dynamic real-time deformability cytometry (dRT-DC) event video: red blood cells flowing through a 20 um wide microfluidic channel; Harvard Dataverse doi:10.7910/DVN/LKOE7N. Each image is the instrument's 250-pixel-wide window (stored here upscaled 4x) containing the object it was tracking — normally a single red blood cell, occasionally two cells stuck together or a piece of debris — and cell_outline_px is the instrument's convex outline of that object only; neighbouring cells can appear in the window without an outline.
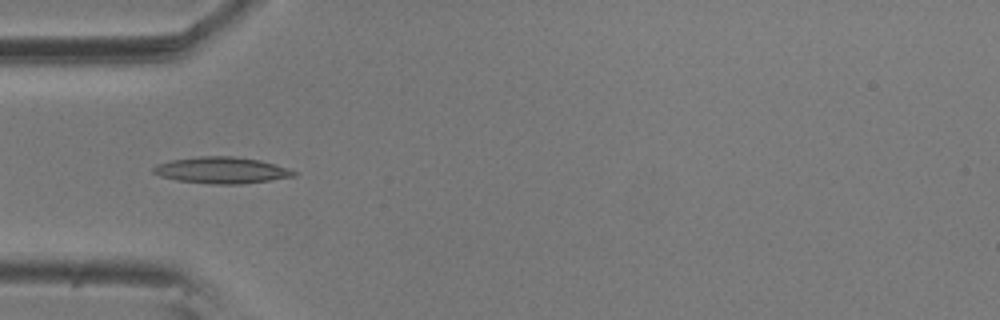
{"species": "common noctule bat (a hibernating species)", "species_latin": "Nyctalus noctula", "temperature_condition": "room temperature", "stored_images_in_passage": 14, "camera_frame_rate_fps": 3000, "um_per_image_px": 0.085, "animal": {"sex": "male", "body_mass_g": 20.5, "forearm_length_mm": 52.5}, "frame": {"image": 1, "passage_image": 4, "time_ms": 1.0, "image_size_px": [1000, 320], "cell_outline_px": [[296, 176], [240, 184], [212, 184], [176, 180], [160, 176], [152, 172], [152, 168], [156, 164], [168, 160], [200, 156], [232, 156], [260, 160], [288, 168], [296, 172]], "centroid_in_image_um": [18.78, 14.46], "position_along_channel_um": 66.2, "area_um2": 21.62}}
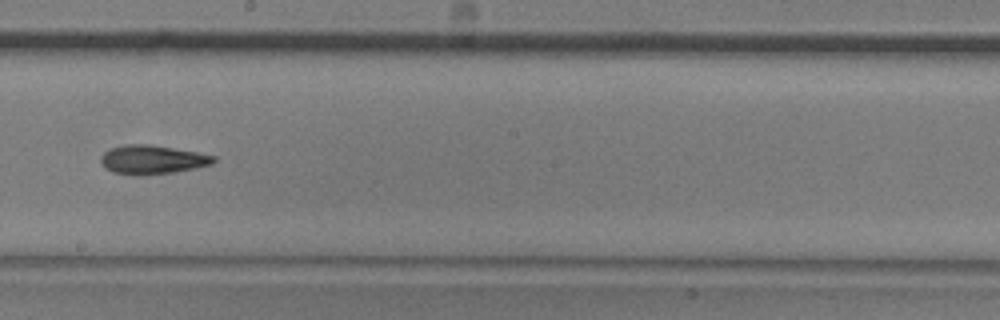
{"frame": {"image": 2, "passage_image": 8, "time_ms": 2.333, "image_size_px": [1000, 320], "cell_outline_px": [[216, 160], [212, 164], [196, 168], [172, 172], [144, 176], [132, 176], [112, 172], [104, 168], [100, 160], [100, 156], [108, 148], [124, 144], [148, 144], [196, 152], [216, 156]], "centroid_in_image_um": [12.89, 13.58], "position_along_channel_um": 235.3, "area_um2": 19.31}}
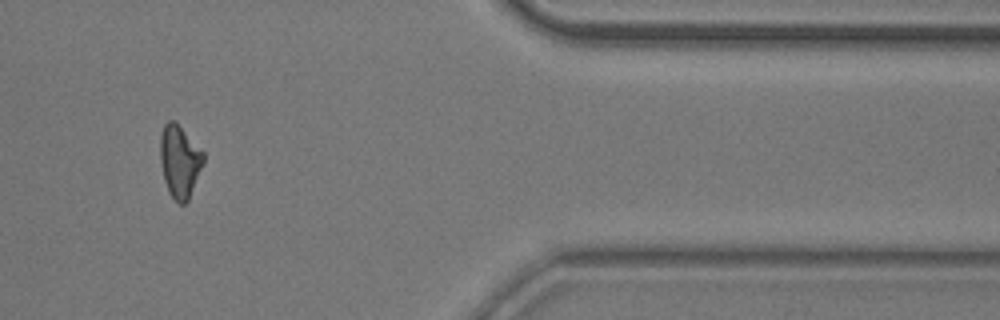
{"frame": {"image": 3, "passage_image": 12, "time_ms": 3.667, "image_size_px": [1000, 320], "cell_outline_px": [[204, 164], [188, 200], [184, 204], [180, 204], [168, 192], [164, 180], [160, 160], [160, 136], [164, 124], [168, 120], [172, 120], [204, 152]], "centroid_in_image_um": [15.27, 13.74], "position_along_channel_um": 396.1, "area_um2": 18.03}}